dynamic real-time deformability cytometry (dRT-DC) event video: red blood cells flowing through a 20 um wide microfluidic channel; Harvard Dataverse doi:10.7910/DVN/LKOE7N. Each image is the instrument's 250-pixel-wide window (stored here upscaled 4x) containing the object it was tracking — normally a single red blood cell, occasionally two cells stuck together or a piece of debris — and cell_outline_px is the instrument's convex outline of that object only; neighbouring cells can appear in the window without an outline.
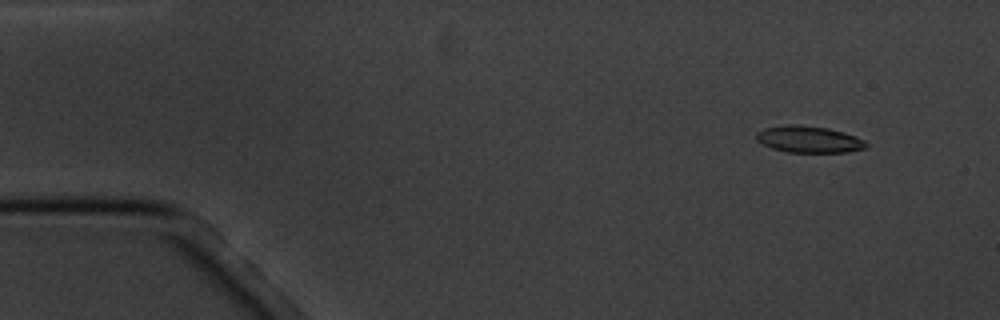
{"species": "common noctule bat (a hibernating species)", "species_latin": "Nyctalus noctula", "temperature_condition": "cold", "stored_images_in_passage": 16, "camera_frame_rate_fps": 3000, "um_per_image_px": 0.085, "animal": {"sex": "male", "body_mass_g": 20.1, "forearm_length_mm": 53.5}, "frame": {"image": 1, "passage_image": 2, "time_ms": 1.0, "image_size_px": [1000, 320], "cell_outline_px": [[868, 148], [848, 152], [788, 152], [772, 148], [756, 140], [756, 132], [764, 128], [788, 124], [800, 124], [828, 128], [844, 132], [856, 136], [864, 140], [868, 144]], "centroid_in_image_um": [68.78, 11.83], "position_along_channel_um": 16.2, "area_um2": 17.22}}
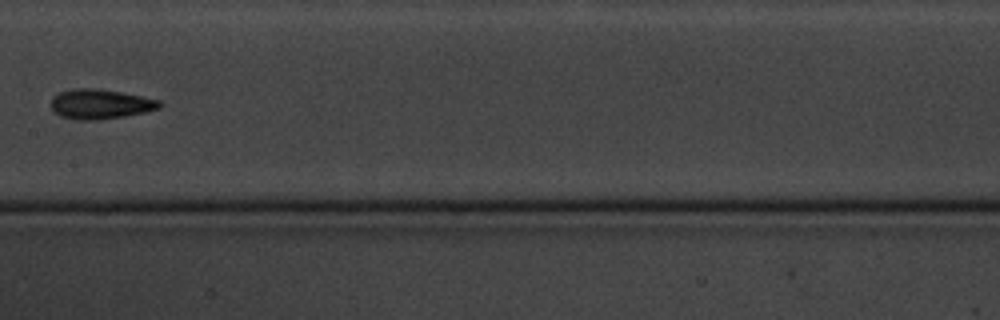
{"frame": {"image": 2, "passage_image": 8, "time_ms": 9.0, "image_size_px": [1000, 320], "cell_outline_px": [[160, 108], [144, 112], [124, 116], [96, 120], [80, 120], [60, 116], [52, 108], [52, 96], [60, 92], [76, 88], [92, 88], [120, 92], [160, 100]], "centroid_in_image_um": [8.51, 8.85], "position_along_channel_um": 198.9, "area_um2": 18.5}}
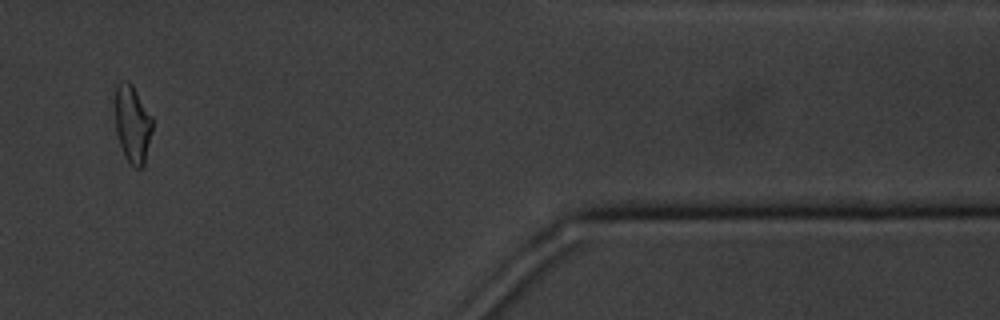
{"frame": {"image": 3, "passage_image": 14, "time_ms": 16.0, "image_size_px": [1000, 320], "cell_outline_px": [[152, 132], [144, 164], [140, 168], [136, 168], [124, 156], [116, 132], [116, 84], [120, 80], [128, 80], [132, 84], [152, 116]], "centroid_in_image_um": [11.27, 10.51], "position_along_channel_um": 400.1, "area_um2": 16.76}, "authors_computed_cell_mechanics": {"area_um2": 17.3111, "velocity_mm_per_s": 3.4512, "shape_relaxation_time_tau1_ms": 3.9148, "shape_relaxation_time_tau2_ms": 5.3239, "deformation_change_tau1": 0.1426, "deformation_change_tau2": 0.1321}}